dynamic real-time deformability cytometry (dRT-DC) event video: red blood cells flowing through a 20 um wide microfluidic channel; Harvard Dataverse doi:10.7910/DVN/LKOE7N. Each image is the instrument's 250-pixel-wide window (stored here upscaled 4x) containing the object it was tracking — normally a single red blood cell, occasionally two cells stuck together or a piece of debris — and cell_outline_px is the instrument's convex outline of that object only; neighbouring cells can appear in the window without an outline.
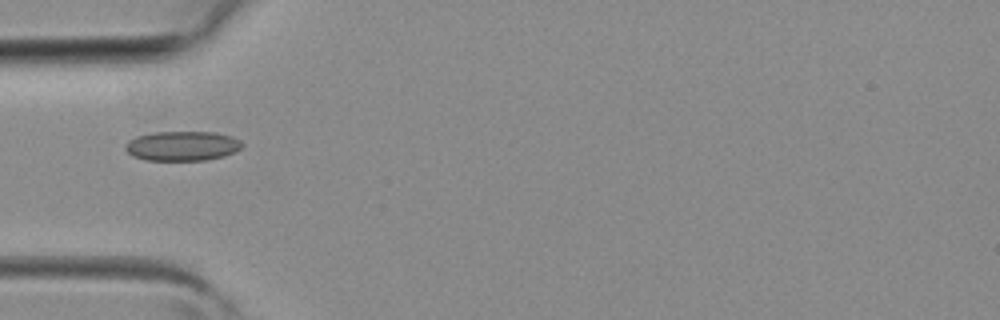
{"species": "common noctule bat (a hibernating species)", "species_latin": "Nyctalus noctula", "temperature_condition": "room temperature", "stored_images_in_passage": 2, "camera_frame_rate_fps": 3000, "um_per_image_px": 0.085, "animal": {"sex": "female", "body_mass_g": 19.3, "forearm_length_mm": 54.1}, "frame": {"image": 1, "passage_image": 1, "time_ms": 0.0, "image_size_px": [1000, 320], "cell_outline_px": [[244, 144], [240, 148], [224, 156], [204, 160], [144, 160], [132, 156], [124, 148], [124, 144], [128, 140], [136, 136], [156, 132], [216, 132], [232, 136], [240, 140]], "centroid_in_image_um": [15.46, 12.4], "position_along_channel_um": 69.5, "area_um2": 20.23}}
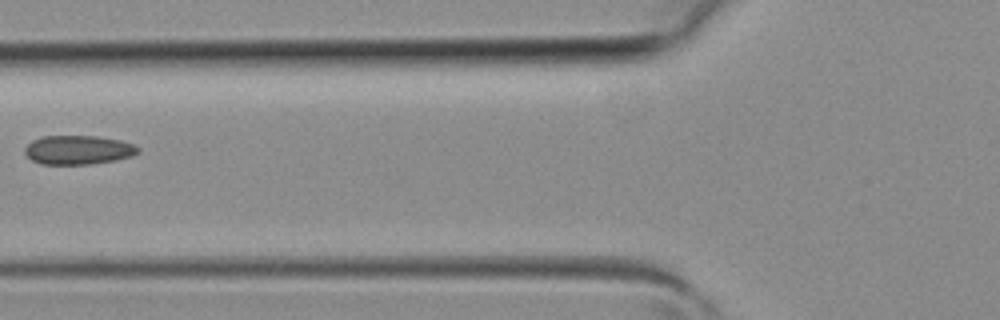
{"frame": {"image": 2, "passage_image": 2, "time_ms": 0.333, "image_size_px": [1000, 320], "cell_outline_px": [[140, 152], [132, 156], [116, 160], [92, 164], [40, 164], [32, 160], [24, 152], [24, 148], [32, 140], [44, 136], [96, 136], [120, 140], [132, 144], [140, 148]], "centroid_in_image_um": [6.65, 12.74], "position_along_channel_um": 119.1, "area_um2": 19.19}}